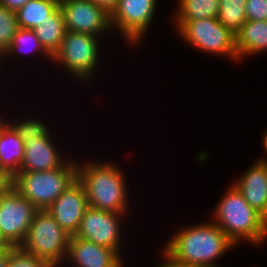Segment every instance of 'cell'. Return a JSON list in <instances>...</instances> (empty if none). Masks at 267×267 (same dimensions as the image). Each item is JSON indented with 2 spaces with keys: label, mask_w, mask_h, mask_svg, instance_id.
<instances>
[{
  "label": "cell",
  "mask_w": 267,
  "mask_h": 267,
  "mask_svg": "<svg viewBox=\"0 0 267 267\" xmlns=\"http://www.w3.org/2000/svg\"><path fill=\"white\" fill-rule=\"evenodd\" d=\"M177 231L163 249L180 263L218 267L215 261L235 246L213 221Z\"/></svg>",
  "instance_id": "1"
},
{
  "label": "cell",
  "mask_w": 267,
  "mask_h": 267,
  "mask_svg": "<svg viewBox=\"0 0 267 267\" xmlns=\"http://www.w3.org/2000/svg\"><path fill=\"white\" fill-rule=\"evenodd\" d=\"M122 172L109 161L77 163V179L84 186L89 207L119 214L129 211L127 180Z\"/></svg>",
  "instance_id": "2"
},
{
  "label": "cell",
  "mask_w": 267,
  "mask_h": 267,
  "mask_svg": "<svg viewBox=\"0 0 267 267\" xmlns=\"http://www.w3.org/2000/svg\"><path fill=\"white\" fill-rule=\"evenodd\" d=\"M223 196L214 208L213 222L236 246L243 240L262 244L267 239L264 216L247 203L233 183Z\"/></svg>",
  "instance_id": "3"
},
{
  "label": "cell",
  "mask_w": 267,
  "mask_h": 267,
  "mask_svg": "<svg viewBox=\"0 0 267 267\" xmlns=\"http://www.w3.org/2000/svg\"><path fill=\"white\" fill-rule=\"evenodd\" d=\"M77 178V163L68 161L49 171H19L13 177V187L38 210H46Z\"/></svg>",
  "instance_id": "4"
},
{
  "label": "cell",
  "mask_w": 267,
  "mask_h": 267,
  "mask_svg": "<svg viewBox=\"0 0 267 267\" xmlns=\"http://www.w3.org/2000/svg\"><path fill=\"white\" fill-rule=\"evenodd\" d=\"M71 236L46 210H37L20 248L58 267L65 262Z\"/></svg>",
  "instance_id": "5"
},
{
  "label": "cell",
  "mask_w": 267,
  "mask_h": 267,
  "mask_svg": "<svg viewBox=\"0 0 267 267\" xmlns=\"http://www.w3.org/2000/svg\"><path fill=\"white\" fill-rule=\"evenodd\" d=\"M176 32L183 41L201 52L227 56L238 62L235 35L226 29L217 18H205L188 22H174Z\"/></svg>",
  "instance_id": "6"
},
{
  "label": "cell",
  "mask_w": 267,
  "mask_h": 267,
  "mask_svg": "<svg viewBox=\"0 0 267 267\" xmlns=\"http://www.w3.org/2000/svg\"><path fill=\"white\" fill-rule=\"evenodd\" d=\"M98 40V36L66 31L59 49L50 61L61 64L75 79L79 78L83 82L91 79L99 59Z\"/></svg>",
  "instance_id": "7"
},
{
  "label": "cell",
  "mask_w": 267,
  "mask_h": 267,
  "mask_svg": "<svg viewBox=\"0 0 267 267\" xmlns=\"http://www.w3.org/2000/svg\"><path fill=\"white\" fill-rule=\"evenodd\" d=\"M38 209L13 186L0 196V238L9 246L20 247Z\"/></svg>",
  "instance_id": "8"
},
{
  "label": "cell",
  "mask_w": 267,
  "mask_h": 267,
  "mask_svg": "<svg viewBox=\"0 0 267 267\" xmlns=\"http://www.w3.org/2000/svg\"><path fill=\"white\" fill-rule=\"evenodd\" d=\"M157 0H119L110 16L112 29H118L120 36L130 45L140 44L147 34L155 16Z\"/></svg>",
  "instance_id": "9"
},
{
  "label": "cell",
  "mask_w": 267,
  "mask_h": 267,
  "mask_svg": "<svg viewBox=\"0 0 267 267\" xmlns=\"http://www.w3.org/2000/svg\"><path fill=\"white\" fill-rule=\"evenodd\" d=\"M125 214L88 207L75 237L109 247L120 252L121 222Z\"/></svg>",
  "instance_id": "10"
},
{
  "label": "cell",
  "mask_w": 267,
  "mask_h": 267,
  "mask_svg": "<svg viewBox=\"0 0 267 267\" xmlns=\"http://www.w3.org/2000/svg\"><path fill=\"white\" fill-rule=\"evenodd\" d=\"M66 31L102 35L112 30L110 15L90 0H59Z\"/></svg>",
  "instance_id": "11"
},
{
  "label": "cell",
  "mask_w": 267,
  "mask_h": 267,
  "mask_svg": "<svg viewBox=\"0 0 267 267\" xmlns=\"http://www.w3.org/2000/svg\"><path fill=\"white\" fill-rule=\"evenodd\" d=\"M88 207L84 186L76 178L47 211L70 236H74Z\"/></svg>",
  "instance_id": "12"
},
{
  "label": "cell",
  "mask_w": 267,
  "mask_h": 267,
  "mask_svg": "<svg viewBox=\"0 0 267 267\" xmlns=\"http://www.w3.org/2000/svg\"><path fill=\"white\" fill-rule=\"evenodd\" d=\"M65 260L76 267H122L121 255L109 247L71 236Z\"/></svg>",
  "instance_id": "13"
},
{
  "label": "cell",
  "mask_w": 267,
  "mask_h": 267,
  "mask_svg": "<svg viewBox=\"0 0 267 267\" xmlns=\"http://www.w3.org/2000/svg\"><path fill=\"white\" fill-rule=\"evenodd\" d=\"M51 134L24 142V158L19 171H49L62 167L63 160L51 141Z\"/></svg>",
  "instance_id": "14"
},
{
  "label": "cell",
  "mask_w": 267,
  "mask_h": 267,
  "mask_svg": "<svg viewBox=\"0 0 267 267\" xmlns=\"http://www.w3.org/2000/svg\"><path fill=\"white\" fill-rule=\"evenodd\" d=\"M233 183L242 193L247 203L261 213L267 215V173L261 161H256Z\"/></svg>",
  "instance_id": "15"
},
{
  "label": "cell",
  "mask_w": 267,
  "mask_h": 267,
  "mask_svg": "<svg viewBox=\"0 0 267 267\" xmlns=\"http://www.w3.org/2000/svg\"><path fill=\"white\" fill-rule=\"evenodd\" d=\"M24 158V142L9 124L0 125V168L12 177L19 173Z\"/></svg>",
  "instance_id": "16"
},
{
  "label": "cell",
  "mask_w": 267,
  "mask_h": 267,
  "mask_svg": "<svg viewBox=\"0 0 267 267\" xmlns=\"http://www.w3.org/2000/svg\"><path fill=\"white\" fill-rule=\"evenodd\" d=\"M235 46L238 62L249 55L266 52L267 50V20L246 21L235 35Z\"/></svg>",
  "instance_id": "17"
},
{
  "label": "cell",
  "mask_w": 267,
  "mask_h": 267,
  "mask_svg": "<svg viewBox=\"0 0 267 267\" xmlns=\"http://www.w3.org/2000/svg\"><path fill=\"white\" fill-rule=\"evenodd\" d=\"M33 30L43 48L53 56L59 49L66 33L64 15L60 7Z\"/></svg>",
  "instance_id": "18"
},
{
  "label": "cell",
  "mask_w": 267,
  "mask_h": 267,
  "mask_svg": "<svg viewBox=\"0 0 267 267\" xmlns=\"http://www.w3.org/2000/svg\"><path fill=\"white\" fill-rule=\"evenodd\" d=\"M59 7V0H29L16 13L19 28L34 29Z\"/></svg>",
  "instance_id": "19"
},
{
  "label": "cell",
  "mask_w": 267,
  "mask_h": 267,
  "mask_svg": "<svg viewBox=\"0 0 267 267\" xmlns=\"http://www.w3.org/2000/svg\"><path fill=\"white\" fill-rule=\"evenodd\" d=\"M175 22H188L205 18H217L219 0H178Z\"/></svg>",
  "instance_id": "20"
},
{
  "label": "cell",
  "mask_w": 267,
  "mask_h": 267,
  "mask_svg": "<svg viewBox=\"0 0 267 267\" xmlns=\"http://www.w3.org/2000/svg\"><path fill=\"white\" fill-rule=\"evenodd\" d=\"M247 0H219L217 20L236 35L246 23L245 4Z\"/></svg>",
  "instance_id": "21"
},
{
  "label": "cell",
  "mask_w": 267,
  "mask_h": 267,
  "mask_svg": "<svg viewBox=\"0 0 267 267\" xmlns=\"http://www.w3.org/2000/svg\"><path fill=\"white\" fill-rule=\"evenodd\" d=\"M29 53H33V51L36 50V52L42 53V56H46L49 59H52V56L43 48L41 45L39 39L37 38L35 32L33 29H23L18 28L15 35L12 38V42L9 46V48L1 55L4 60V56L11 57V55L15 56V54L18 55V53H25L27 51ZM30 50V51H29ZM27 52V53H28Z\"/></svg>",
  "instance_id": "22"
},
{
  "label": "cell",
  "mask_w": 267,
  "mask_h": 267,
  "mask_svg": "<svg viewBox=\"0 0 267 267\" xmlns=\"http://www.w3.org/2000/svg\"><path fill=\"white\" fill-rule=\"evenodd\" d=\"M18 28L15 11L0 5V55L9 48Z\"/></svg>",
  "instance_id": "23"
},
{
  "label": "cell",
  "mask_w": 267,
  "mask_h": 267,
  "mask_svg": "<svg viewBox=\"0 0 267 267\" xmlns=\"http://www.w3.org/2000/svg\"><path fill=\"white\" fill-rule=\"evenodd\" d=\"M14 121L13 123H9L19 137L23 140V142L28 139H36L42 136H46L49 133V128L46 126L44 122L39 121L38 119H23L19 122Z\"/></svg>",
  "instance_id": "24"
},
{
  "label": "cell",
  "mask_w": 267,
  "mask_h": 267,
  "mask_svg": "<svg viewBox=\"0 0 267 267\" xmlns=\"http://www.w3.org/2000/svg\"><path fill=\"white\" fill-rule=\"evenodd\" d=\"M7 267H53L44 259L23 251L20 247L9 246Z\"/></svg>",
  "instance_id": "25"
},
{
  "label": "cell",
  "mask_w": 267,
  "mask_h": 267,
  "mask_svg": "<svg viewBox=\"0 0 267 267\" xmlns=\"http://www.w3.org/2000/svg\"><path fill=\"white\" fill-rule=\"evenodd\" d=\"M245 11L248 21L267 20V0H247Z\"/></svg>",
  "instance_id": "26"
},
{
  "label": "cell",
  "mask_w": 267,
  "mask_h": 267,
  "mask_svg": "<svg viewBox=\"0 0 267 267\" xmlns=\"http://www.w3.org/2000/svg\"><path fill=\"white\" fill-rule=\"evenodd\" d=\"M13 186V177L0 168V196Z\"/></svg>",
  "instance_id": "27"
},
{
  "label": "cell",
  "mask_w": 267,
  "mask_h": 267,
  "mask_svg": "<svg viewBox=\"0 0 267 267\" xmlns=\"http://www.w3.org/2000/svg\"><path fill=\"white\" fill-rule=\"evenodd\" d=\"M162 252L164 254L163 255L164 262L161 263V265H158L156 267H200L196 265L180 263L176 261L174 258H172L165 250L162 249Z\"/></svg>",
  "instance_id": "28"
},
{
  "label": "cell",
  "mask_w": 267,
  "mask_h": 267,
  "mask_svg": "<svg viewBox=\"0 0 267 267\" xmlns=\"http://www.w3.org/2000/svg\"><path fill=\"white\" fill-rule=\"evenodd\" d=\"M96 4L99 8L103 9L107 14L111 16L118 5L119 0H90Z\"/></svg>",
  "instance_id": "29"
},
{
  "label": "cell",
  "mask_w": 267,
  "mask_h": 267,
  "mask_svg": "<svg viewBox=\"0 0 267 267\" xmlns=\"http://www.w3.org/2000/svg\"><path fill=\"white\" fill-rule=\"evenodd\" d=\"M29 0H0V5L13 11L23 7Z\"/></svg>",
  "instance_id": "30"
},
{
  "label": "cell",
  "mask_w": 267,
  "mask_h": 267,
  "mask_svg": "<svg viewBox=\"0 0 267 267\" xmlns=\"http://www.w3.org/2000/svg\"><path fill=\"white\" fill-rule=\"evenodd\" d=\"M9 245L0 247V267H7Z\"/></svg>",
  "instance_id": "31"
},
{
  "label": "cell",
  "mask_w": 267,
  "mask_h": 267,
  "mask_svg": "<svg viewBox=\"0 0 267 267\" xmlns=\"http://www.w3.org/2000/svg\"><path fill=\"white\" fill-rule=\"evenodd\" d=\"M263 141V149L265 150L266 154H267V130L263 133V137H262ZM267 158V157H266ZM265 157L264 158H259V160H267Z\"/></svg>",
  "instance_id": "32"
},
{
  "label": "cell",
  "mask_w": 267,
  "mask_h": 267,
  "mask_svg": "<svg viewBox=\"0 0 267 267\" xmlns=\"http://www.w3.org/2000/svg\"><path fill=\"white\" fill-rule=\"evenodd\" d=\"M259 161H261L263 163L265 171L267 173V160H259Z\"/></svg>",
  "instance_id": "33"
},
{
  "label": "cell",
  "mask_w": 267,
  "mask_h": 267,
  "mask_svg": "<svg viewBox=\"0 0 267 267\" xmlns=\"http://www.w3.org/2000/svg\"><path fill=\"white\" fill-rule=\"evenodd\" d=\"M4 246H7L0 238V247H4Z\"/></svg>",
  "instance_id": "34"
},
{
  "label": "cell",
  "mask_w": 267,
  "mask_h": 267,
  "mask_svg": "<svg viewBox=\"0 0 267 267\" xmlns=\"http://www.w3.org/2000/svg\"><path fill=\"white\" fill-rule=\"evenodd\" d=\"M4 122V120L2 119V116L0 115V125Z\"/></svg>",
  "instance_id": "35"
},
{
  "label": "cell",
  "mask_w": 267,
  "mask_h": 267,
  "mask_svg": "<svg viewBox=\"0 0 267 267\" xmlns=\"http://www.w3.org/2000/svg\"><path fill=\"white\" fill-rule=\"evenodd\" d=\"M265 224L267 226V215L264 217Z\"/></svg>",
  "instance_id": "36"
}]
</instances>
